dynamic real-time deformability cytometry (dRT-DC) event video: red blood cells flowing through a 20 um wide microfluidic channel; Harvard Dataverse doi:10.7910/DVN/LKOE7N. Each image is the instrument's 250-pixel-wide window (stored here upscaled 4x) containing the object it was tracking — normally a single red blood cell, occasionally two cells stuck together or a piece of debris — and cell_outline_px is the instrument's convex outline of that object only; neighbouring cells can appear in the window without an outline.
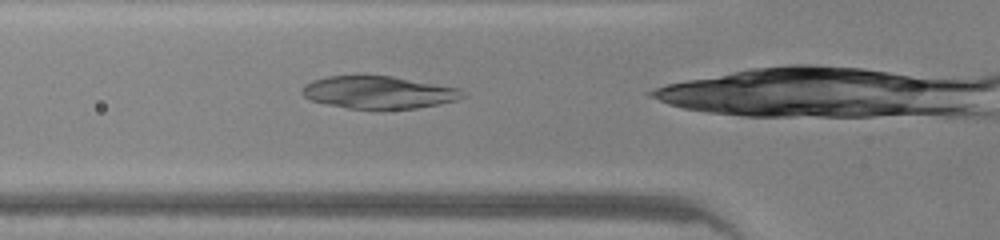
{"species": "common noctule bat (a hibernating species)", "species_latin": "Nyctalus noctula", "temperature_condition": "warm", "stored_images_in_passage": 24, "camera_frame_rate_fps": 3000, "um_per_image_px": 0.085, "animal": {"sex": "male", "body_mass_g": 20.0, "forearm_length_mm": 53.3}, "frame": {"image": 1, "passage_image": 3, "time_ms": 0.667, "image_size_px": [1000, 240], "cell_outline_px": [[468, 96], [456, 100], [416, 108], [348, 108], [328, 104], [312, 100], [304, 96], [300, 92], [304, 84], [312, 80], [328, 76], [360, 72], [392, 76], [456, 88]], "centroid_in_image_um": [32.08, 7.8], "position_along_channel_um": 93.7, "area_um2": 30.69}}
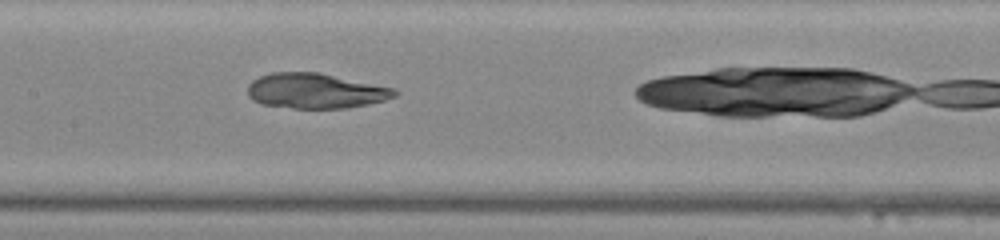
{"frame": {"image": 2, "passage_image": 9, "time_ms": 2.667, "image_size_px": [1000, 240], "cell_outline_px": [[400, 92], [396, 96], [384, 100], [368, 104], [348, 108], [292, 108], [260, 104], [252, 100], [248, 96], [248, 84], [252, 80], [260, 76], [272, 72], [320, 72], [396, 88]], "centroid_in_image_um": [26.83, 7.72], "position_along_channel_um": 180.6, "area_um2": 30.46}}
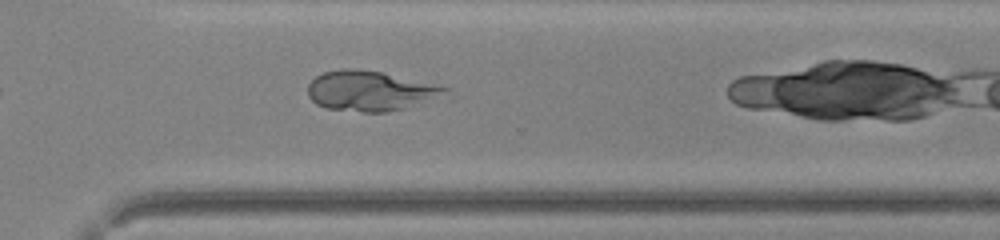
{"frame": {"image": 3, "passage_image": 20, "time_ms": 6.333, "image_size_px": [1000, 240], "cell_outline_px": [[448, 88], [404, 108], [384, 112], [364, 112], [324, 108], [316, 104], [308, 96], [308, 84], [316, 76], [324, 72], [344, 68], [356, 68], [380, 72]], "centroid_in_image_um": [31.22, 7.71], "position_along_channel_um": 339.4, "area_um2": 30.58}}